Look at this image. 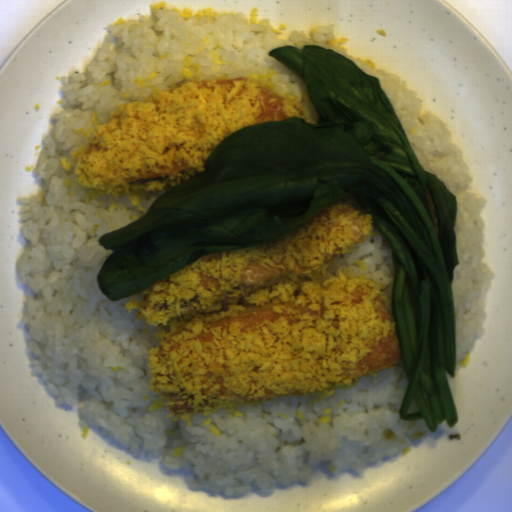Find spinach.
<instances>
[{"label": "spinach", "instance_id": "spinach-1", "mask_svg": "<svg viewBox=\"0 0 512 512\" xmlns=\"http://www.w3.org/2000/svg\"><path fill=\"white\" fill-rule=\"evenodd\" d=\"M268 54L302 78L318 123L299 116L226 136L201 176L99 238L112 253L96 282L116 302L202 256L291 234L351 195L392 250V318L409 380L400 420L452 428L457 196L421 167L379 77L321 45Z\"/></svg>", "mask_w": 512, "mask_h": 512}]
</instances>
